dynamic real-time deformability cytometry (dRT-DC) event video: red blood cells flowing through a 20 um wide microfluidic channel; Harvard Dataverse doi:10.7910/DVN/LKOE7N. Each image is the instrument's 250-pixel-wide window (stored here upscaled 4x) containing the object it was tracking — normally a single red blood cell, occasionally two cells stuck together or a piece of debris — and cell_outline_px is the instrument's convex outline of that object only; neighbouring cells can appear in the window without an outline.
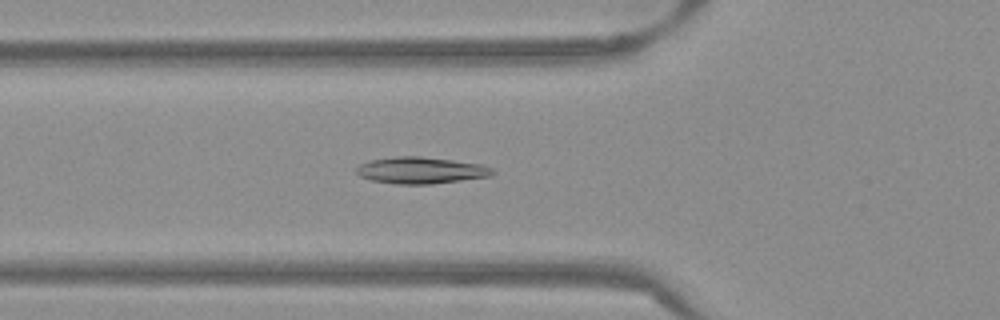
{"species": "Egyptian fruit bat (a non-hibernating species)", "species_latin": "Rousettus aegyptiacus", "temperature_condition": "warm", "stored_images_in_passage": 53, "camera_frame_rate_fps": 3000, "um_per_image_px": 0.085, "frame": {"image": 1, "passage_image": 19, "time_ms": 6.0, "image_size_px": [1000, 320], "cell_outline_px": [[496, 172], [492, 176], [432, 184], [396, 184], [372, 180], [360, 176], [356, 172], [356, 168], [360, 164], [372, 160], [396, 156], [420, 156], [452, 160], [480, 164], [492, 168]], "centroid_in_image_um": [35.8, 14.48], "position_along_channel_um": 90.0, "area_um2": 21.04}}
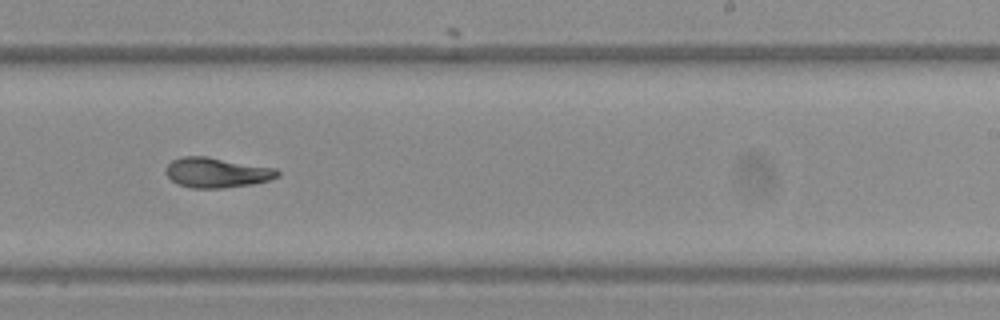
{"frame": {"image": 2, "passage_image": 33, "time_ms": 10.667, "image_size_px": [1000, 320], "cell_outline_px": [[280, 176], [268, 180], [252, 184], [220, 188], [192, 188], [176, 184], [164, 172], [164, 168], [172, 160], [180, 156], [208, 156], [276, 168], [280, 172]], "centroid_in_image_um": [18.4, 14.66], "position_along_channel_um": 270.6, "area_um2": 19.77}}
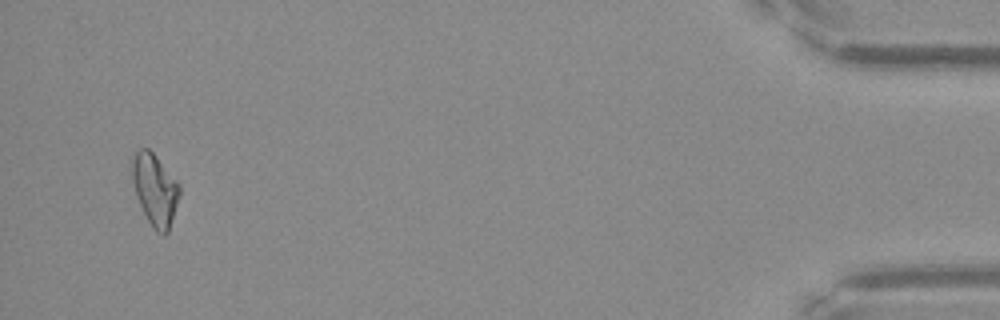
{"frame": {"image": 3, "passage_image": 51, "time_ms": 16.667, "image_size_px": [1000, 320], "cell_outline_px": [[180, 196], [168, 232], [164, 236], [156, 232], [152, 228], [136, 196], [132, 180], [132, 160], [136, 152], [140, 148], [148, 148], [152, 152], [180, 184]], "centroid_in_image_um": [13.18, 16.14], "position_along_channel_um": 422.0, "area_um2": 19.71}, "authors_computed_cell_mechanics": {"area_um2": 19.8832, "velocity_mm_per_s": 3.8618, "shape_relaxation_time_tau1_ms": 9.1741, "shape_relaxation_time_tau2_ms": 1.9932, "deformation_change_tau1": 0.2172, "deformation_change_tau2": 0.0605}}